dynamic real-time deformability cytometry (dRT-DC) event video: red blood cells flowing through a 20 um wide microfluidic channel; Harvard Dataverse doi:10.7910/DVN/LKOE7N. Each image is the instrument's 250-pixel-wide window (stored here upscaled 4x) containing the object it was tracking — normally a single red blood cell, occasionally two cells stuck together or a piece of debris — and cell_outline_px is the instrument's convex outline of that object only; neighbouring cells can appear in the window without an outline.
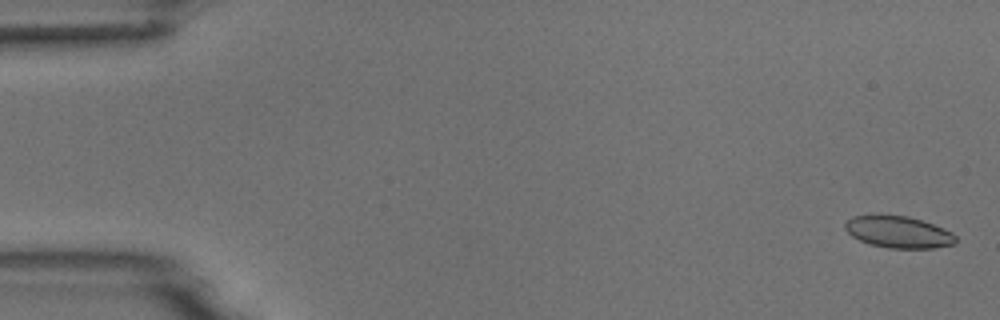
{"species": "common noctule bat (a hibernating species)", "species_latin": "Nyctalus noctula", "temperature_condition": "room temperature", "stored_images_in_passage": 6, "camera_frame_rate_fps": 3000, "um_per_image_px": 0.085, "animal": {"sex": "male", "body_mass_g": 18.8}, "frame": {"image": 1, "passage_image": 1, "time_ms": 0.0, "image_size_px": [1000, 320], "cell_outline_px": [[956, 244], [932, 248], [888, 248], [868, 244], [852, 236], [844, 228], [844, 224], [852, 216], [908, 216], [944, 228], [952, 232], [956, 236]], "centroid_in_image_um": [76.39, 19.74], "position_along_channel_um": 8.6, "area_um2": 20.29}}
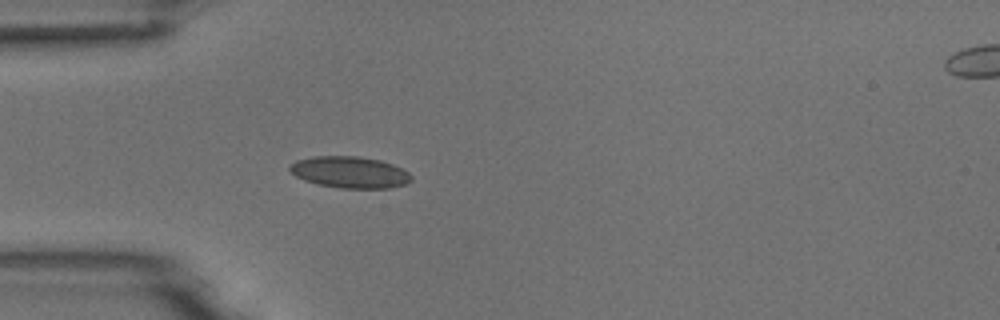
{"frame": {"image": 2, "passage_image": 5, "time_ms": 4.667, "image_size_px": [1000, 320], "cell_outline_px": [[412, 180], [408, 184], [392, 188], [340, 188], [316, 184], [304, 180], [296, 176], [288, 168], [288, 164], [296, 160], [312, 156], [360, 156], [380, 160], [392, 164], [408, 172], [412, 176]], "centroid_in_image_um": [29.73, 14.64], "position_along_channel_um": 55.3, "area_um2": 22.6}}